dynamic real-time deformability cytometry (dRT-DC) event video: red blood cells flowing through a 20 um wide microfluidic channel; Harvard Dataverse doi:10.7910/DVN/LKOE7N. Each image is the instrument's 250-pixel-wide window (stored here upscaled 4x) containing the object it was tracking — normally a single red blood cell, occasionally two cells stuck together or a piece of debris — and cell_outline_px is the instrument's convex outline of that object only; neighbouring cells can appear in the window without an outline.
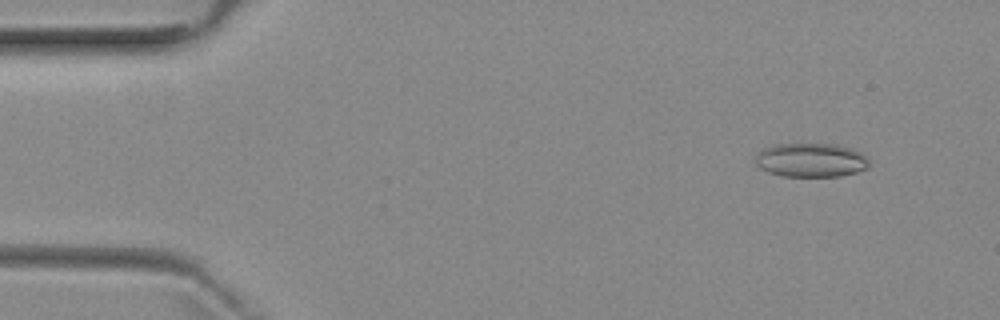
{"species": "common noctule bat (a hibernating species)", "species_latin": "Nyctalus noctula", "temperature_condition": "room temperature", "stored_images_in_passage": 8, "camera_frame_rate_fps": 3000, "um_per_image_px": 0.085, "animal": {"sex": "female", "body_mass_g": 29.2, "forearm_length_mm": 56.3}, "frame": {"image": 1, "passage_image": 2, "time_ms": 1.0, "image_size_px": [1000, 320], "cell_outline_px": [[868, 168], [856, 172], [840, 176], [784, 176], [768, 172], [760, 168], [756, 164], [756, 152], [764, 148], [776, 144], [836, 144], [852, 148], [860, 152], [868, 160]], "centroid_in_image_um": [68.91, 13.6], "position_along_channel_um": 16.1, "area_um2": 22.48}}
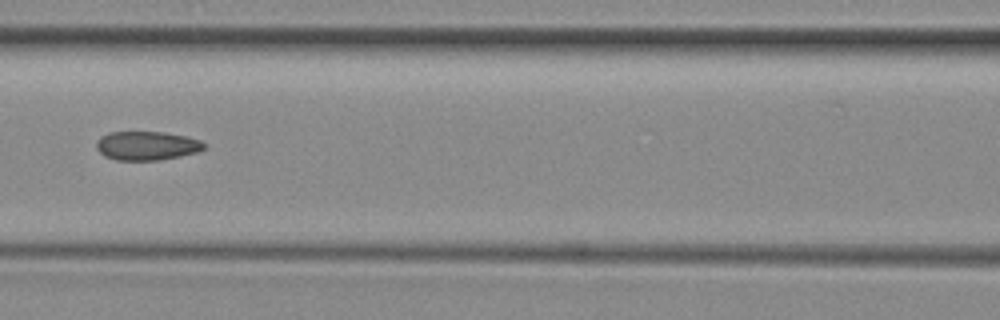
{"frame": {"image": 2, "passage_image": 7, "time_ms": 7.0, "image_size_px": [1000, 320], "cell_outline_px": [[208, 144], [200, 152], [160, 160], [116, 160], [104, 156], [96, 148], [96, 140], [100, 136], [108, 132], [164, 132], [188, 136], [200, 140]], "centroid_in_image_um": [12.5, 12.38], "position_along_channel_um": 154.1, "area_um2": 18.44}}
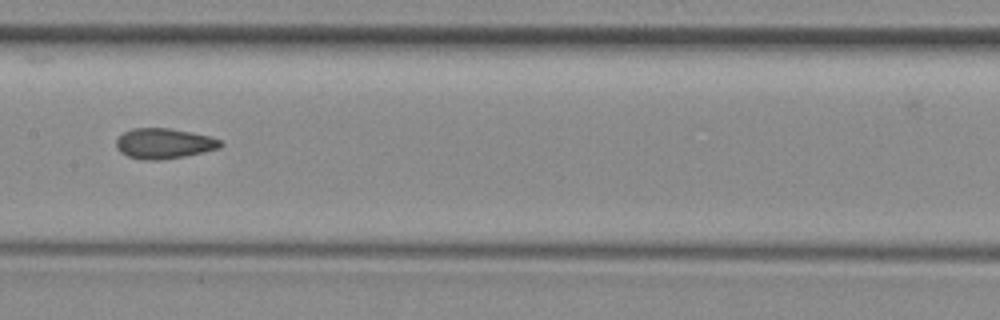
{"frame": {"image": 3, "passage_image": 8, "time_ms": 8.0, "image_size_px": [1000, 320], "cell_outline_px": [[224, 144], [220, 148], [184, 156], [160, 160], [144, 160], [128, 156], [120, 152], [116, 148], [116, 140], [124, 132], [132, 128], [168, 128], [208, 136], [220, 140]], "centroid_in_image_um": [13.91, 12.2], "position_along_channel_um": 193.5, "area_um2": 18.26}}